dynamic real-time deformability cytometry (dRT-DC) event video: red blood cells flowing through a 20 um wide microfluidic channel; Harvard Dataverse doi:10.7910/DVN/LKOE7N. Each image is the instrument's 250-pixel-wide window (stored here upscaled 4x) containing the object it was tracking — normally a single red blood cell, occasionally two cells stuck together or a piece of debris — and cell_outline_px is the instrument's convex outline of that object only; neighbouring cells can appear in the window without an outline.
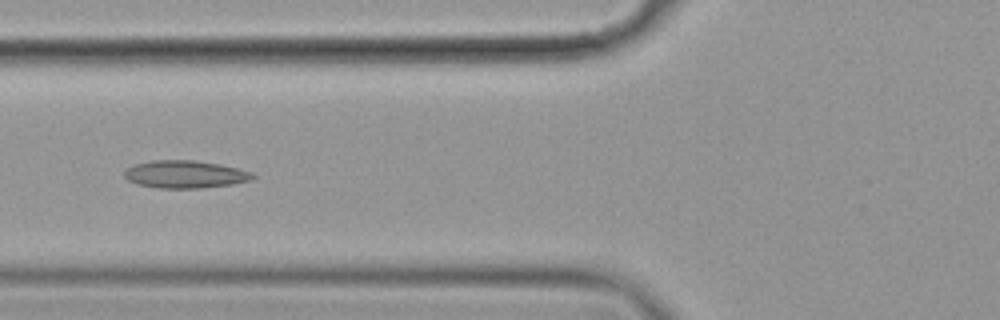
{"species": "common noctule bat (a hibernating species)", "species_latin": "Nyctalus noctula", "temperature_condition": "cold", "stored_images_in_passage": 7, "camera_frame_rate_fps": 3000, "um_per_image_px": 0.085, "animal": {"sex": "female", "body_mass_g": 19.9}, "frame": {"image": 1, "passage_image": 7, "time_ms": 2.0, "image_size_px": [1000, 320], "cell_outline_px": [[256, 176], [252, 180], [232, 184], [200, 188], [156, 188], [136, 184], [128, 180], [124, 176], [124, 172], [128, 168], [136, 164], [152, 160], [196, 160], [220, 164], [252, 172]], "centroid_in_image_um": [15.74, 14.82], "position_along_channel_um": 110.1, "area_um2": 20.69}}